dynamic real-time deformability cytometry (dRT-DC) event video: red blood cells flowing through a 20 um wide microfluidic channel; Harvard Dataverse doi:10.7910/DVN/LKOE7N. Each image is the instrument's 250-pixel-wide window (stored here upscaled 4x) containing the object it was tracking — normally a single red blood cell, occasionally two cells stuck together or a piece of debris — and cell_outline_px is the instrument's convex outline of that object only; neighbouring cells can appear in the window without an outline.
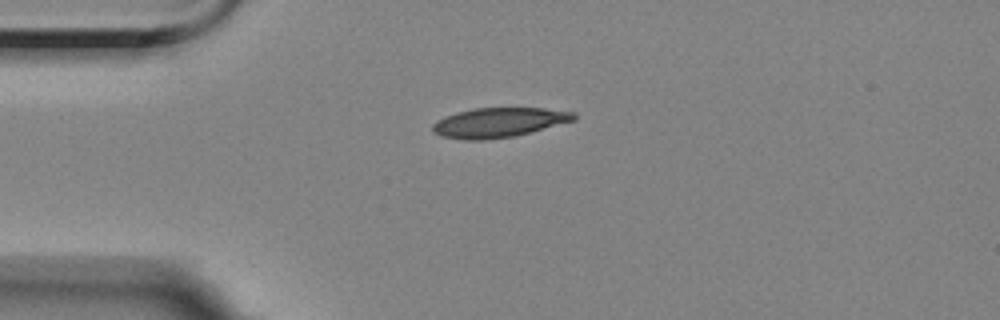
{"species": "Egyptian fruit bat (a non-hibernating species)", "species_latin": "Rousettus aegyptiacus", "temperature_condition": "room temperature", "stored_images_in_passage": 4, "camera_frame_rate_fps": 3000, "um_per_image_px": 0.085, "animal": {"sex": "female"}, "frame": {"image": 1, "passage_image": 1, "time_ms": 0.0, "image_size_px": [1000, 320], "cell_outline_px": [[576, 120], [512, 136], [484, 140], [464, 140], [440, 136], [432, 132], [432, 124], [436, 120], [444, 116], [456, 112], [472, 108], [544, 108], [576, 112]], "centroid_in_image_um": [42.35, 10.4], "position_along_channel_um": 42.7, "area_um2": 24.45}}
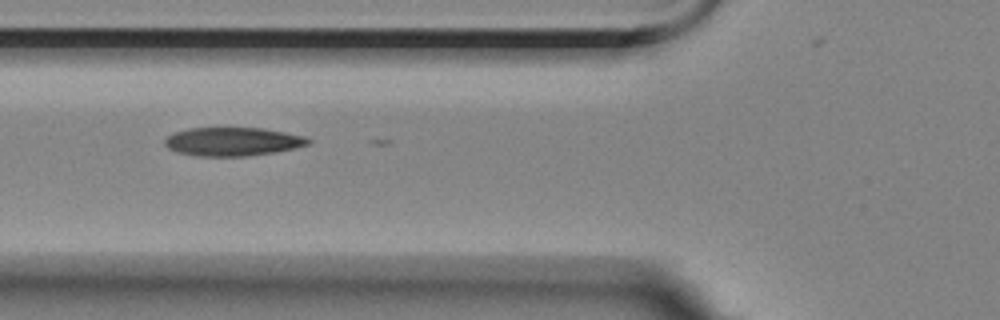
{"frame": {"image": 2, "passage_image": 3, "time_ms": 2.333, "image_size_px": [1000, 320], "cell_outline_px": [[312, 140], [308, 144], [296, 148], [276, 152], [248, 156], [200, 156], [180, 152], [168, 148], [164, 144], [164, 140], [168, 136], [176, 132], [188, 128], [228, 124], [264, 128], [304, 136]], "centroid_in_image_um": [19.79, 11.98], "position_along_channel_um": 106.0, "area_um2": 24.85}}